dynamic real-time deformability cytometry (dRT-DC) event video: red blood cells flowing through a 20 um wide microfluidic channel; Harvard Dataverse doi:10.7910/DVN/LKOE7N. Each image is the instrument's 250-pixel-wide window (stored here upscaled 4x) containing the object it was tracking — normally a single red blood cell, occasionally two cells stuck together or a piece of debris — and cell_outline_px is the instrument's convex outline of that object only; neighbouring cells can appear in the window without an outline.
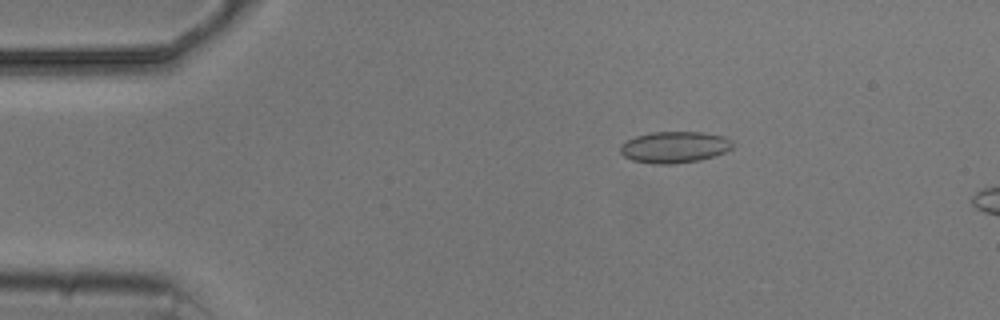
{"species": "common noctule bat (a hibernating species)", "species_latin": "Nyctalus noctula", "temperature_condition": "cold", "stored_images_in_passage": 5, "camera_frame_rate_fps": 3000, "um_per_image_px": 0.085, "animal": {"sex": "male", "body_mass_g": 20.5, "forearm_length_mm": 52.5}, "frame": {"image": 1, "passage_image": 3, "time_ms": 2.333, "image_size_px": [1000, 320], "cell_outline_px": [[732, 148], [716, 156], [700, 160], [672, 164], [652, 164], [632, 160], [624, 156], [620, 152], [620, 144], [636, 136], [652, 132], [704, 132], [724, 136], [732, 140]], "centroid_in_image_um": [57.34, 12.51], "position_along_channel_um": 27.7, "area_um2": 20.69}}